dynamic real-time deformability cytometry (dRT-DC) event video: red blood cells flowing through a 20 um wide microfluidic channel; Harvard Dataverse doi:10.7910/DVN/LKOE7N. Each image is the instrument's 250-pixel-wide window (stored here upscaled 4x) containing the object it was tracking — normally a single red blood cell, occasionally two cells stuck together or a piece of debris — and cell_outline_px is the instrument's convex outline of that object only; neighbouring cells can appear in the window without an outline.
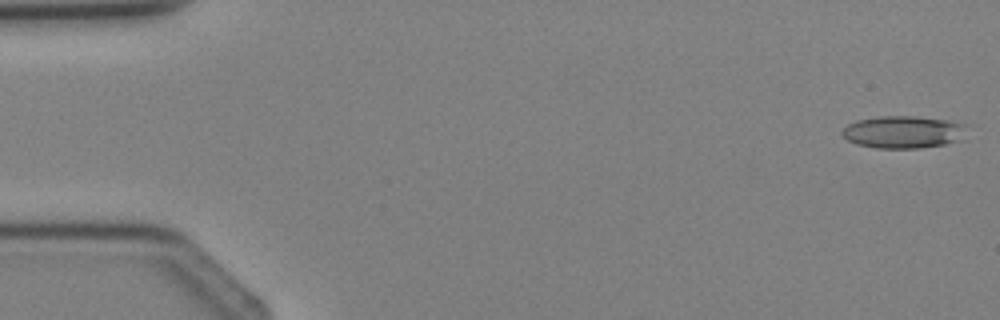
{"species": "Egyptian fruit bat (a non-hibernating species)", "species_latin": "Rousettus aegyptiacus", "temperature_condition": "cold", "stored_images_in_passage": 2, "segment_of_instrument_passage": [2, 2], "camera_frame_rate_fps": 3000, "um_per_image_px": 0.085, "animal": {"sex": "female"}, "frame": {"image": 1, "passage_image": 2, "time_ms": 1.333, "image_size_px": [1000, 320], "cell_outline_px": [[968, 140], [920, 148], [876, 148], [856, 144], [848, 140], [840, 132], [848, 124], [856, 120], [880, 116], [916, 116], [948, 120], [968, 124]], "centroid_in_image_um": [76.9, 11.22], "position_along_channel_um": 8.1, "area_um2": 24.16}}